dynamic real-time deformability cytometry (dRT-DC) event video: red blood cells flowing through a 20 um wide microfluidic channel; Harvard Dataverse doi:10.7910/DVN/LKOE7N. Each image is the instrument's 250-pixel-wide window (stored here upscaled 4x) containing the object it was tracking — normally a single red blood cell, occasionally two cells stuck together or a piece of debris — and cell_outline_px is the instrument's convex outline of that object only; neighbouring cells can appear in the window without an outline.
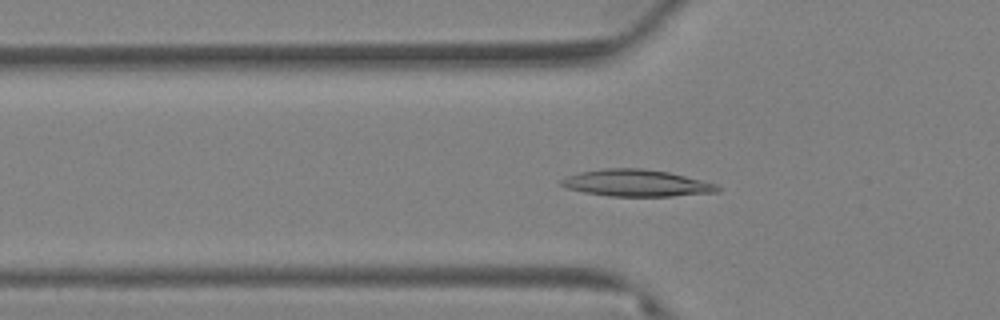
{"species": "Egyptian fruit bat (a non-hibernating species)", "species_latin": "Rousettus aegyptiacus", "temperature_condition": "warm", "stored_images_in_passage": 67, "camera_frame_rate_fps": 3000, "um_per_image_px": 0.085, "animal": {"sex": "female"}, "frame": {"image": 1, "passage_image": 23, "time_ms": 7.333, "image_size_px": [1000, 320], "cell_outline_px": [[720, 192], [672, 196], [608, 196], [584, 192], [568, 188], [560, 184], [560, 180], [564, 176], [580, 172], [604, 168], [644, 168], [668, 172], [716, 184], [720, 188]], "centroid_in_image_um": [54.07, 15.56], "position_along_channel_um": 71.7, "area_um2": 24.39}}
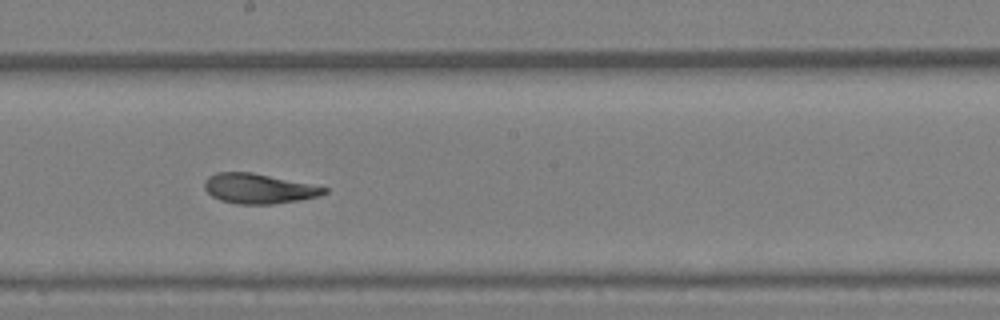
{"frame": {"image": 2, "passage_image": 38, "time_ms": 12.333, "image_size_px": [1000, 320], "cell_outline_px": [[328, 192], [320, 196], [272, 204], [236, 204], [220, 200], [212, 196], [204, 188], [204, 180], [208, 176], [216, 172], [252, 172], [328, 188]], "centroid_in_image_um": [21.94, 16.03], "position_along_channel_um": 226.3, "area_um2": 20.75}}
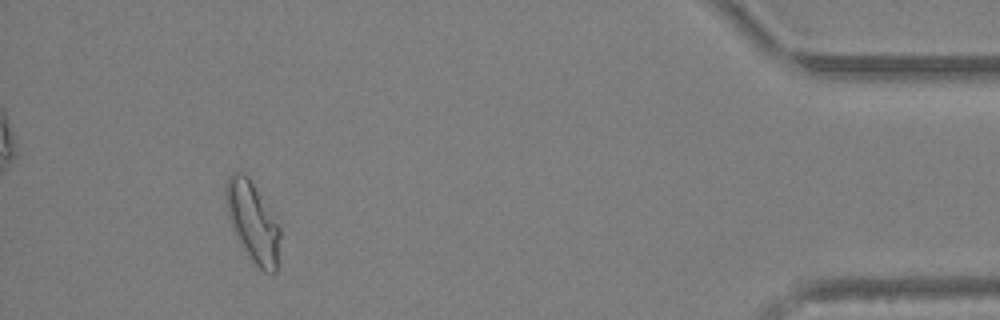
{"frame": {"image": 3, "passage_image": 62, "time_ms": 20.333, "image_size_px": [1000, 320], "cell_outline_px": [[280, 236], [276, 272], [264, 272], [252, 260], [240, 244], [228, 220], [224, 196], [224, 184], [228, 176], [232, 172], [244, 172], [248, 176], [280, 224]], "centroid_in_image_um": [21.45, 18.8], "position_along_channel_um": 413.7, "area_um2": 25.55}, "authors_computed_cell_mechanics": {"area_um2": 22.6576, "velocity_mm_per_s": 3.0936, "shape_relaxation_time_tau1_ms": null, "shape_relaxation_time_tau2_ms": 3.5824, "deformation_change_tau1": null, "deformation_change_tau2": 0.0918}}